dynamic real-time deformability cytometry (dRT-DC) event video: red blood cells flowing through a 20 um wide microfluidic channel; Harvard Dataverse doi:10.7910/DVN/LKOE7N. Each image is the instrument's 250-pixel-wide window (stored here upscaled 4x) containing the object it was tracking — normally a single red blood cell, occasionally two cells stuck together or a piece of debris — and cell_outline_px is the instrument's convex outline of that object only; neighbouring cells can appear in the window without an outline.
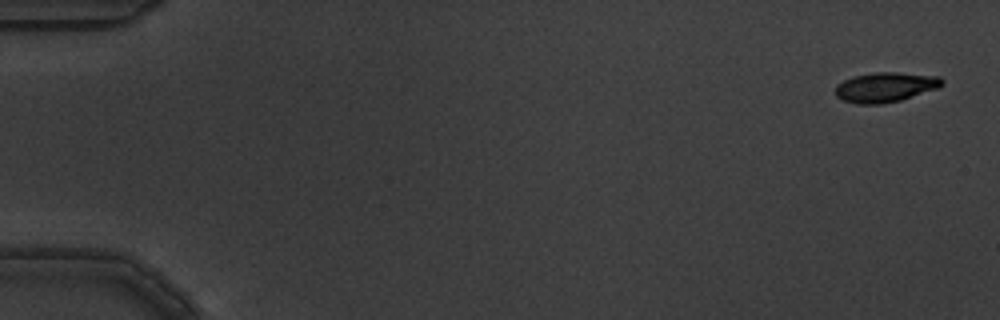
{"species": "common noctule bat (a hibernating species)", "species_latin": "Nyctalus noctula", "temperature_condition": "warm", "stored_images_in_passage": 4, "camera_frame_rate_fps": 3000, "um_per_image_px": 0.085, "animal": {"sex": "male", "body_mass_g": 19.5, "forearm_length_mm": 54.6}, "frame": {"image": 1, "passage_image": 1, "time_ms": 0.0, "image_size_px": [1000, 320], "cell_outline_px": [[944, 84], [936, 88], [900, 100], [880, 104], [856, 104], [844, 100], [836, 96], [836, 84], [852, 76], [872, 72], [896, 72], [940, 76], [944, 80]], "centroid_in_image_um": [75.24, 7.39], "position_along_channel_um": 9.8, "area_um2": 18.5}}